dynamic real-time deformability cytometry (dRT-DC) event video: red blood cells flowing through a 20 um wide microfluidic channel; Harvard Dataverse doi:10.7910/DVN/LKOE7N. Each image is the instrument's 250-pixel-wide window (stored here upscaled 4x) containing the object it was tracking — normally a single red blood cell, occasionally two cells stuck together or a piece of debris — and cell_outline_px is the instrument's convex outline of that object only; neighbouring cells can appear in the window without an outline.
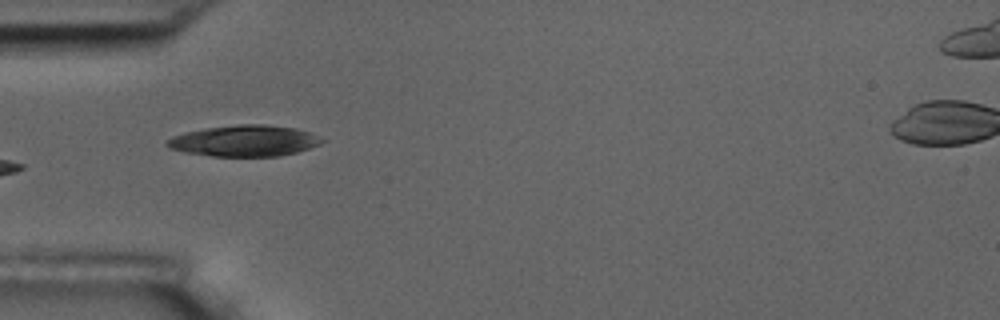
{"species": "common noctule bat (a hibernating species)", "species_latin": "Nyctalus noctula", "temperature_condition": "room temperature", "stored_images_in_passage": 6, "camera_frame_rate_fps": 3000, "um_per_image_px": 0.085, "animal": {"sex": "male", "body_mass_g": 17.5, "forearm_length_mm": 52.3}, "frame": {"image": 1, "passage_image": 5, "time_ms": 4.667, "image_size_px": [1000, 320], "cell_outline_px": [[328, 140], [320, 144], [296, 152], [280, 156], [212, 156], [184, 152], [168, 148], [164, 144], [172, 136], [184, 132], [204, 128], [240, 124], [264, 124], [296, 128], [308, 132]], "centroid_in_image_um": [20.76, 11.96], "position_along_channel_um": 64.2, "area_um2": 28.21}}